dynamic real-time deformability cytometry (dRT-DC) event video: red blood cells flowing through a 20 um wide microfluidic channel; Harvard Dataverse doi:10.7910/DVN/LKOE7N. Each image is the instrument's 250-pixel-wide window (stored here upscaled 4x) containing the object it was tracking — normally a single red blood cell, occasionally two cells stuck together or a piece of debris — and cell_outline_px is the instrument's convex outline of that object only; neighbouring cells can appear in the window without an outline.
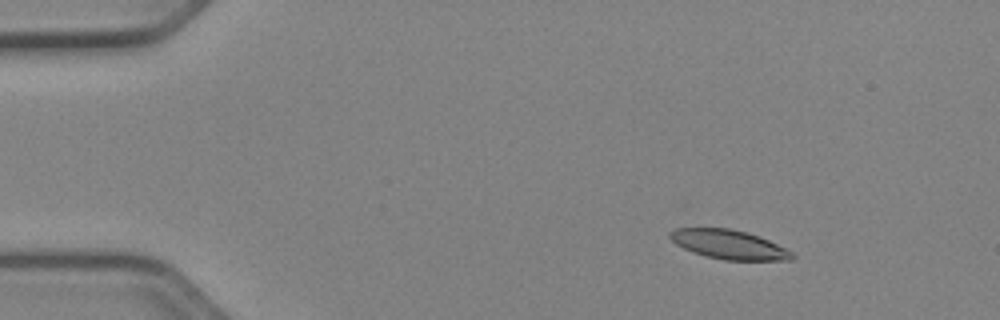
{"species": "Egyptian fruit bat (a non-hibernating species)", "species_latin": "Rousettus aegyptiacus", "temperature_condition": "cold", "stored_images_in_passage": 46, "camera_frame_rate_fps": 3000, "um_per_image_px": 0.085, "animal": {"sex": "female"}, "frame": {"image": 1, "passage_image": 1, "time_ms": 0.0, "image_size_px": [1000, 320], "cell_outline_px": [[796, 256], [792, 260], [724, 260], [704, 256], [692, 252], [676, 244], [668, 236], [668, 232], [672, 228], [732, 228], [768, 240], [792, 252]], "centroid_in_image_um": [61.91, 20.78], "position_along_channel_um": 23.1, "area_um2": 20.69}}
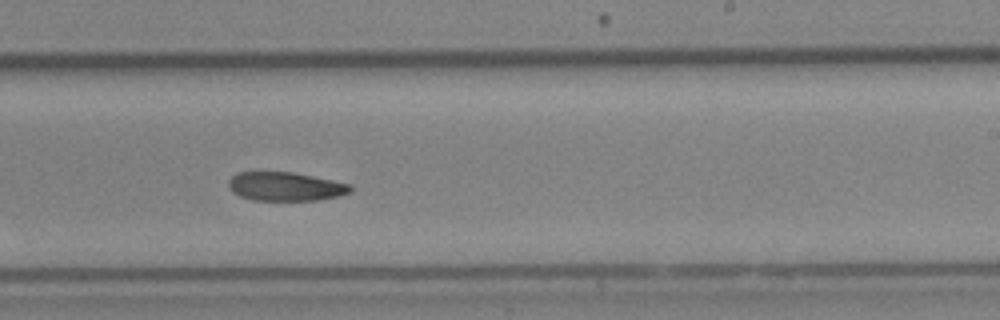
{"frame": {"image": 2, "passage_image": 26, "time_ms": 8.333, "image_size_px": [1000, 320], "cell_outline_px": [[352, 192], [340, 196], [316, 200], [252, 200], [240, 196], [232, 192], [228, 184], [228, 180], [236, 172], [292, 172], [352, 184]], "centroid_in_image_um": [24.27, 15.85], "position_along_channel_um": 264.7, "area_um2": 20.52}}
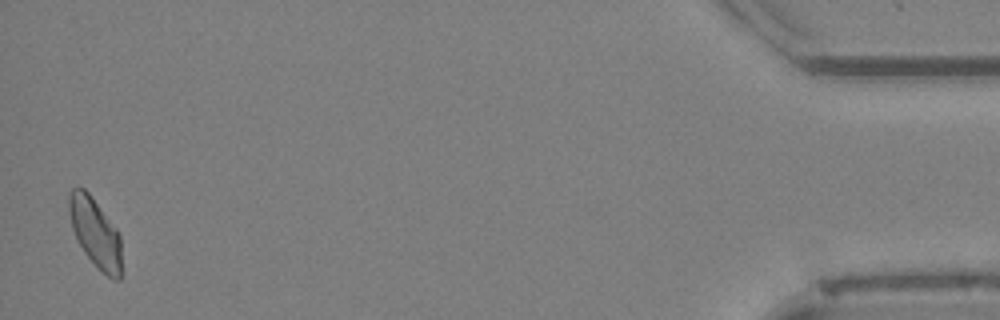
{"frame": {"image": 3, "passage_image": 45, "time_ms": 14.667, "image_size_px": [1000, 320], "cell_outline_px": [[120, 280], [112, 280], [84, 252], [72, 228], [68, 212], [68, 192], [72, 188], [84, 188], [88, 192], [116, 228], [120, 236]], "centroid_in_image_um": [8.07, 19.73], "position_along_channel_um": 427.1, "area_um2": 20.69}, "authors_computed_cell_mechanics": {"area_um2": 21.5305, "velocity_mm_per_s": 3.9248, "shape_relaxation_time_tau1_ms": 4.2262, "shape_relaxation_time_tau2_ms": null, "deformation_change_tau1": 0.1225, "deformation_change_tau2": null}}